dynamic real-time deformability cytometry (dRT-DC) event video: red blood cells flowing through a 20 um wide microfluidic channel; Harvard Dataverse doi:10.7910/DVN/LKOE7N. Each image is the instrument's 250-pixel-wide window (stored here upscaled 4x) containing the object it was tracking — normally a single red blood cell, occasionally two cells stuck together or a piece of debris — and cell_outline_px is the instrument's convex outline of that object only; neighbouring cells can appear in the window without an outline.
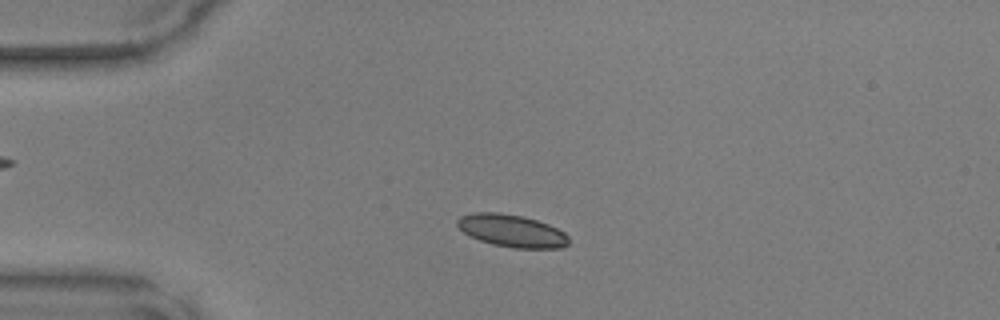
{"species": "common noctule bat (a hibernating species)", "species_latin": "Nyctalus noctula", "temperature_condition": "warm", "stored_images_in_passage": 45, "camera_frame_rate_fps": 3000, "um_per_image_px": 0.085, "animal": {"sex": "male", "body_mass_g": 17.9, "forearm_length_mm": 54.2}, "frame": {"image": 1, "passage_image": 8, "time_ms": 2.333, "image_size_px": [1000, 320], "cell_outline_px": [[568, 244], [560, 248], [512, 248], [492, 244], [480, 240], [464, 232], [456, 224], [456, 220], [460, 216], [472, 212], [500, 212], [524, 216], [548, 224], [564, 232], [568, 236]], "centroid_in_image_um": [43.49, 19.6], "position_along_channel_um": 41.5, "area_um2": 21.1}}
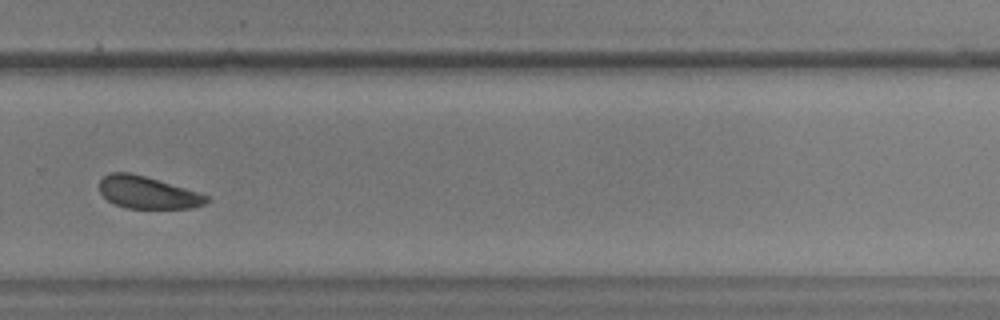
{"frame": {"image": 2, "passage_image": 30, "time_ms": 9.667, "image_size_px": [1000, 320], "cell_outline_px": [[208, 200], [204, 204], [192, 208], [128, 208], [116, 204], [108, 200], [100, 192], [100, 180], [104, 176], [112, 172], [132, 172], [184, 188], [208, 196]], "centroid_in_image_um": [12.52, 16.36], "position_along_channel_um": 317.3, "area_um2": 19.77}}
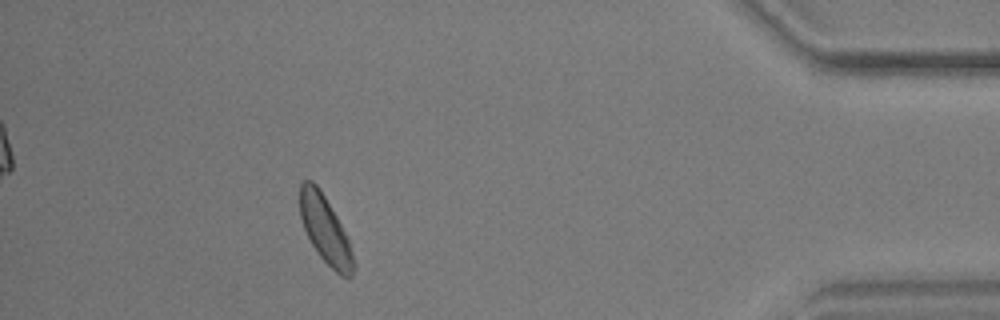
{"frame": {"image": 3, "passage_image": 40, "time_ms": 13.0, "image_size_px": [1000, 320], "cell_outline_px": [[356, 264], [352, 276], [348, 280], [340, 276], [320, 256], [312, 244], [304, 228], [300, 216], [300, 184], [304, 180], [312, 180], [316, 184], [324, 196], [336, 216], [348, 240]], "centroid_in_image_um": [27.66, 19.57], "position_along_channel_um": 407.5, "area_um2": 20.75}}